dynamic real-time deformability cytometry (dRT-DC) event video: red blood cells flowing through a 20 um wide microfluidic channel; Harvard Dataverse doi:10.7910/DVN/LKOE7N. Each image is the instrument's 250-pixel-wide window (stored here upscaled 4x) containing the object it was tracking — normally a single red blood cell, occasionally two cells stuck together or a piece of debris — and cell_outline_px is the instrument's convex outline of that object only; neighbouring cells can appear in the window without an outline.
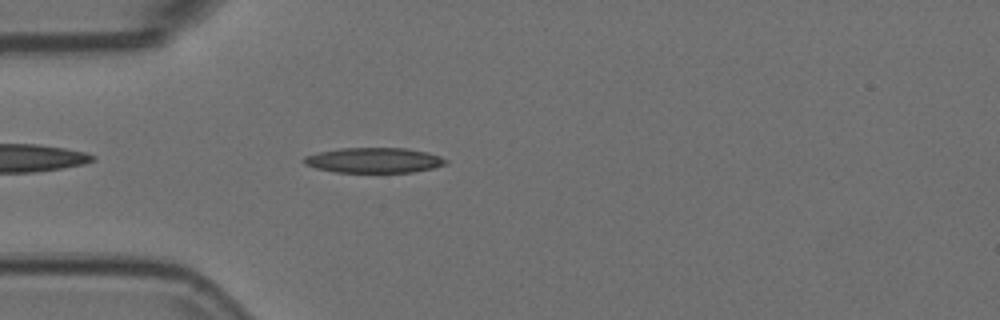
{"species": "Egyptian fruit bat (a non-hibernating species)", "species_latin": "Rousettus aegyptiacus", "temperature_condition": "room temperature", "stored_images_in_passage": 43, "camera_frame_rate_fps": 3000, "um_per_image_px": 0.085, "animal": {"sex": "female"}, "frame": {"image": 1, "passage_image": 4, "time_ms": 1.0, "image_size_px": [1000, 320], "cell_outline_px": [[448, 160], [444, 164], [432, 168], [412, 172], [336, 172], [316, 168], [304, 164], [304, 156], [320, 152], [340, 148], [404, 148], [428, 152], [440, 156]], "centroid_in_image_um": [31.78, 13.62], "position_along_channel_um": 53.2, "area_um2": 20.63}}
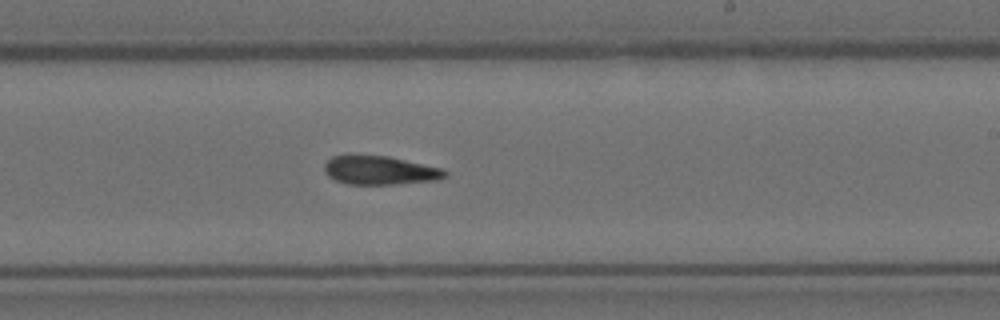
{"frame": {"image": 2, "passage_image": 21, "time_ms": 6.667, "image_size_px": [1000, 320], "cell_outline_px": [[448, 176], [436, 180], [396, 184], [348, 184], [336, 180], [328, 176], [324, 172], [324, 164], [332, 156], [348, 152], [356, 152], [388, 156], [444, 168], [448, 172]], "centroid_in_image_um": [32.25, 14.43], "position_along_channel_um": 256.8, "area_um2": 21.04}}
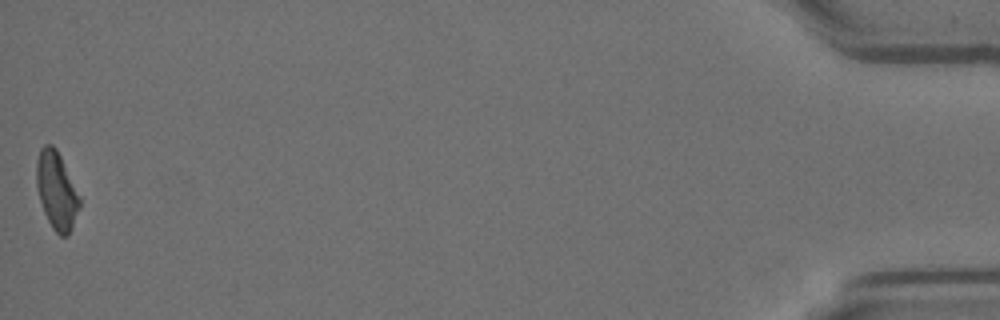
{"frame": {"image": 3, "passage_image": 43, "time_ms": 14.0, "image_size_px": [1000, 320], "cell_outline_px": [[80, 208], [72, 228], [68, 236], [60, 236], [52, 228], [44, 212], [36, 188], [36, 160], [40, 148], [44, 144], [52, 144], [56, 148], [80, 196]], "centroid_in_image_um": [4.8, 16.2], "position_along_channel_um": 430.4, "area_um2": 19.59}, "authors_computed_cell_mechanics": {"area_um2": 20.1144, "velocity_mm_per_s": 3.7247, "shape_relaxation_time_tau1_ms": 6.8648, "shape_relaxation_time_tau2_ms": 4.2495, "deformation_change_tau1": 0.1721, "deformation_change_tau2": 0.0847}}